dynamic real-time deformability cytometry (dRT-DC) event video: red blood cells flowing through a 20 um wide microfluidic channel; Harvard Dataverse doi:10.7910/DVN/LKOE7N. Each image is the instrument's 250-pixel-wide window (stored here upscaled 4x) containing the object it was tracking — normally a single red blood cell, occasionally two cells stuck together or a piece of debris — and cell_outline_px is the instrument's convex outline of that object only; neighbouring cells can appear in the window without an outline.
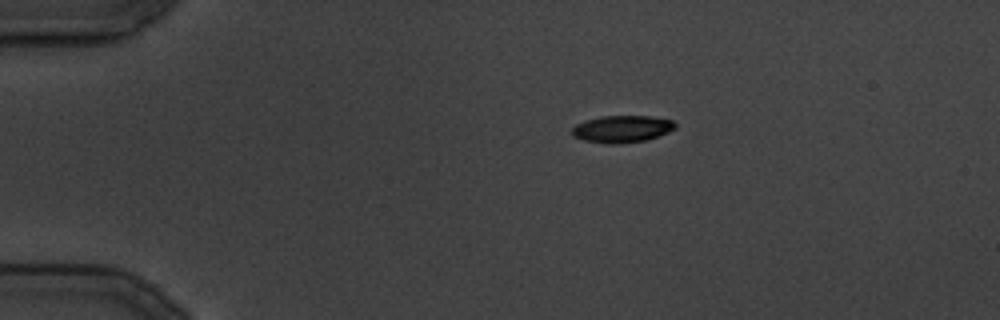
{"species": "common noctule bat (a hibernating species)", "species_latin": "Nyctalus noctula", "temperature_condition": "cold", "stored_images_in_passage": 6, "camera_frame_rate_fps": 3000, "um_per_image_px": 0.085, "animal": {"sex": "male", "body_mass_g": 19.5, "forearm_length_mm": 54.6}, "frame": {"image": 1, "passage_image": 1, "time_ms": 0.0, "image_size_px": [1000, 320], "cell_outline_px": [[676, 128], [660, 136], [644, 140], [616, 144], [608, 144], [584, 140], [572, 136], [572, 128], [576, 124], [600, 116], [652, 116], [672, 120], [676, 124]], "centroid_in_image_um": [52.88, 10.96], "position_along_channel_um": 32.1, "area_um2": 16.24}}